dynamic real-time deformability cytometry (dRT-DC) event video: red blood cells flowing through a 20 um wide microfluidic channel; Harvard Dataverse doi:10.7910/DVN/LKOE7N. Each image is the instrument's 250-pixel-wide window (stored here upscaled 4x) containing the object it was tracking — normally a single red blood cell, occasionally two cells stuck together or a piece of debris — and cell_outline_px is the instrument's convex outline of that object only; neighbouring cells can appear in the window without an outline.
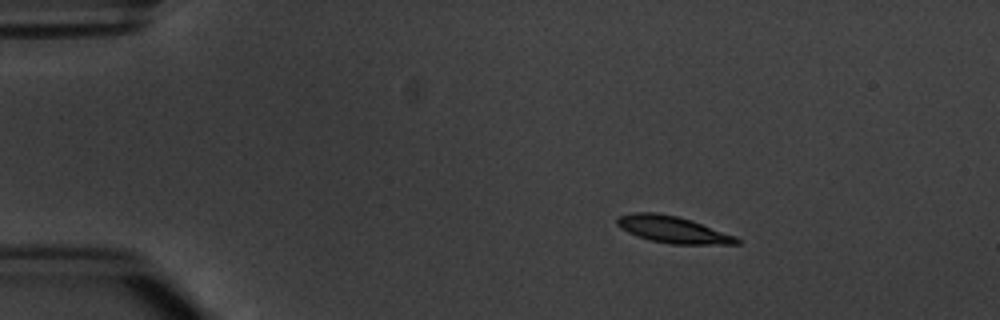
{"species": "common noctule bat (a hibernating species)", "species_latin": "Nyctalus noctula", "temperature_condition": "warm", "stored_images_in_passage": 4, "camera_frame_rate_fps": 3000, "um_per_image_px": 0.085, "animal": {"sex": "male", "body_mass_g": 20.1, "forearm_length_mm": 53.5}, "frame": {"image": 1, "passage_image": 2, "time_ms": 1.0, "image_size_px": [1000, 320], "cell_outline_px": [[740, 244], [672, 244], [648, 240], [636, 236], [620, 228], [616, 224], [616, 216], [632, 212], [656, 212], [676, 216], [692, 220], [736, 236], [740, 240]], "centroid_in_image_um": [57.15, 19.5], "position_along_channel_um": 27.9, "area_um2": 18.84}}